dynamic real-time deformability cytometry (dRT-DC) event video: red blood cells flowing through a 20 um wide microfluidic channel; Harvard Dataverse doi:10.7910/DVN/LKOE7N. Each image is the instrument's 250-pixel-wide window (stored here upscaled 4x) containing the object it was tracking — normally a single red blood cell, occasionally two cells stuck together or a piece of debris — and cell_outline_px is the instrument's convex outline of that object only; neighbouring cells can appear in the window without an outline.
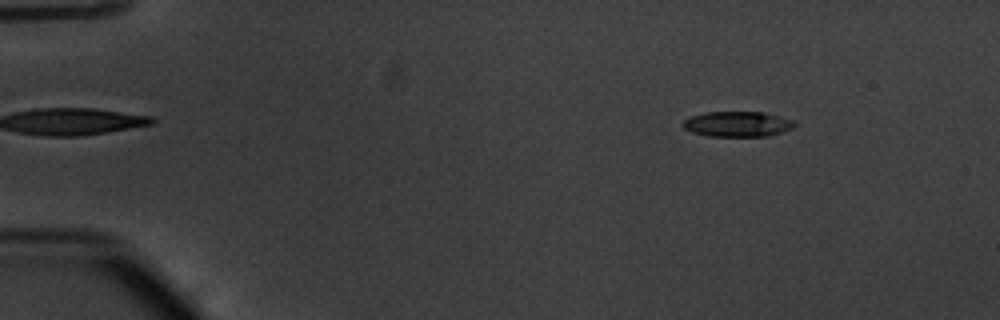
{"species": "common noctule bat (a hibernating species)", "species_latin": "Nyctalus noctula", "temperature_condition": "warm", "stored_images_in_passage": 53, "camera_frame_rate_fps": 3000, "um_per_image_px": 0.085, "animal": {"sex": "male", "body_mass_g": 20.1, "forearm_length_mm": 53.5}, "frame": {"image": 1, "passage_image": 7, "time_ms": 2.0, "image_size_px": [1000, 320], "cell_outline_px": [[796, 124], [792, 128], [784, 132], [768, 136], [708, 136], [692, 132], [684, 128], [680, 124], [688, 116], [704, 112], [764, 112], [792, 120]], "centroid_in_image_um": [62.64, 10.54], "position_along_channel_um": 22.4, "area_um2": 16.59}}
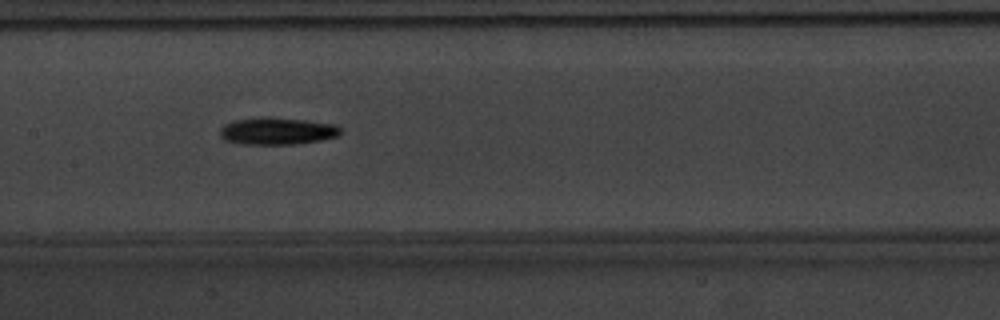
{"frame": {"image": 2, "passage_image": 27, "time_ms": 8.667, "image_size_px": [1000, 320], "cell_outline_px": [[340, 136], [320, 140], [292, 144], [236, 144], [224, 140], [220, 136], [220, 128], [224, 124], [232, 120], [260, 116], [272, 116], [308, 120], [336, 124], [340, 128]], "centroid_in_image_um": [23.52, 11.12], "position_along_channel_um": 183.9, "area_um2": 19.59}}
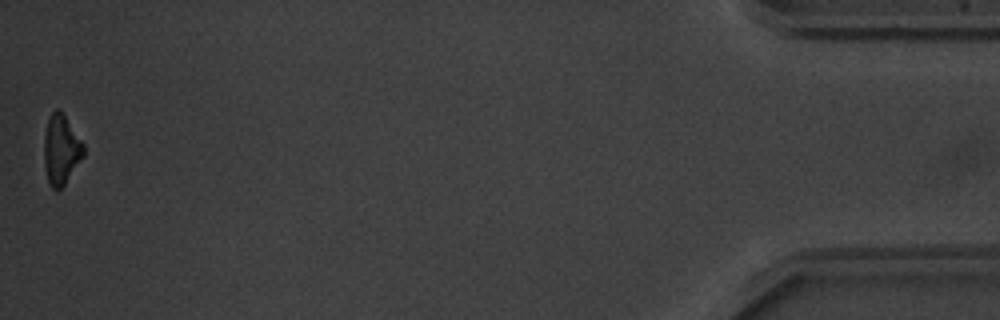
{"frame": {"image": 3, "passage_image": 53, "time_ms": 17.333, "image_size_px": [1000, 320], "cell_outline_px": [[84, 156], [64, 184], [60, 188], [52, 188], [48, 180], [44, 168], [44, 136], [48, 120], [52, 112], [56, 108], [64, 116], [84, 144]], "centroid_in_image_um": [5.18, 12.73], "position_along_channel_um": 430.0, "area_um2": 15.66}, "authors_computed_cell_mechanics": {"area_um2": 17.1666, "velocity_mm_per_s": 3.8353, "shape_relaxation_time_tau1_ms": 2.5482, "shape_relaxation_time_tau2_ms": null, "deformation_change_tau1": 0.1381, "deformation_change_tau2": null}}